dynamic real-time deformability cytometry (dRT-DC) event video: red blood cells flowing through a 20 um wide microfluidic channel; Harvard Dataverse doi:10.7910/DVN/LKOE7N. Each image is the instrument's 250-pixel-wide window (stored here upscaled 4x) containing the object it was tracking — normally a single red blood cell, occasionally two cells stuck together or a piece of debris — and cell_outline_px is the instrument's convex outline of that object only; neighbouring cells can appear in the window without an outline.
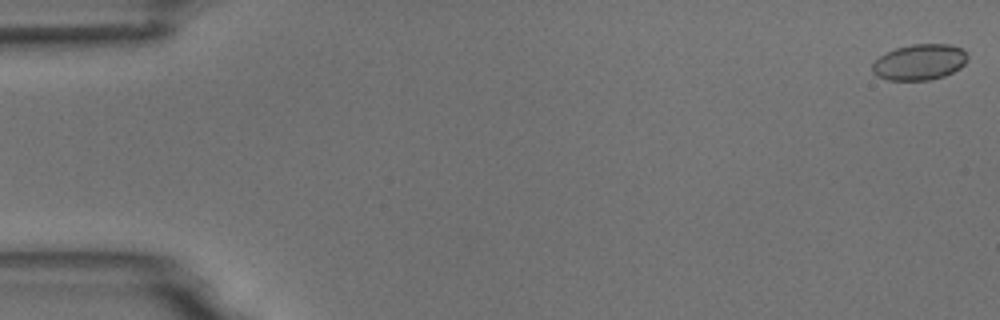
{"species": "common noctule bat (a hibernating species)", "species_latin": "Nyctalus noctula", "temperature_condition": "room temperature", "stored_images_in_passage": 5, "camera_frame_rate_fps": 3000, "um_per_image_px": 0.085, "animal": {"sex": "male", "body_mass_g": 18.8}, "frame": {"image": 1, "passage_image": 1, "time_ms": 0.0, "image_size_px": [1000, 320], "cell_outline_px": [[968, 60], [960, 68], [944, 76], [928, 80], [888, 80], [876, 76], [872, 72], [872, 64], [880, 56], [896, 48], [912, 44], [948, 44], [960, 48], [968, 52]], "centroid_in_image_um": [78.17, 5.28], "position_along_channel_um": 6.8, "area_um2": 19.94}}
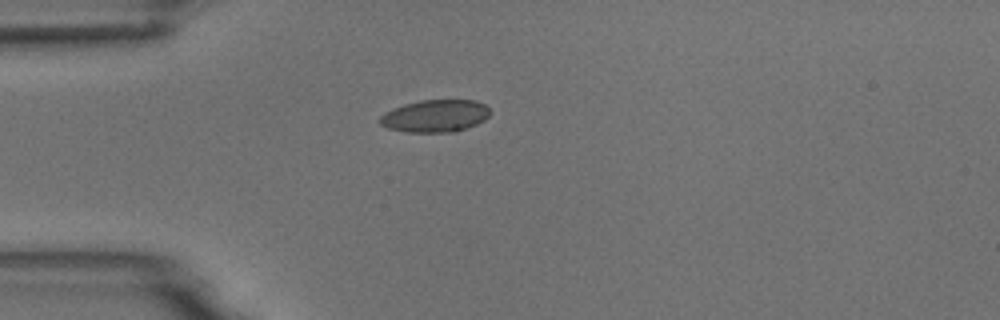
{"frame": {"image": 2, "passage_image": 4, "time_ms": 4.667, "image_size_px": [1000, 320], "cell_outline_px": [[488, 116], [484, 120], [476, 124], [456, 132], [408, 132], [388, 128], [380, 124], [376, 120], [384, 112], [392, 108], [404, 104], [420, 100], [476, 100], [484, 104], [488, 108]], "centroid_in_image_um": [36.94, 9.85], "position_along_channel_um": 48.1, "area_um2": 20.87}}